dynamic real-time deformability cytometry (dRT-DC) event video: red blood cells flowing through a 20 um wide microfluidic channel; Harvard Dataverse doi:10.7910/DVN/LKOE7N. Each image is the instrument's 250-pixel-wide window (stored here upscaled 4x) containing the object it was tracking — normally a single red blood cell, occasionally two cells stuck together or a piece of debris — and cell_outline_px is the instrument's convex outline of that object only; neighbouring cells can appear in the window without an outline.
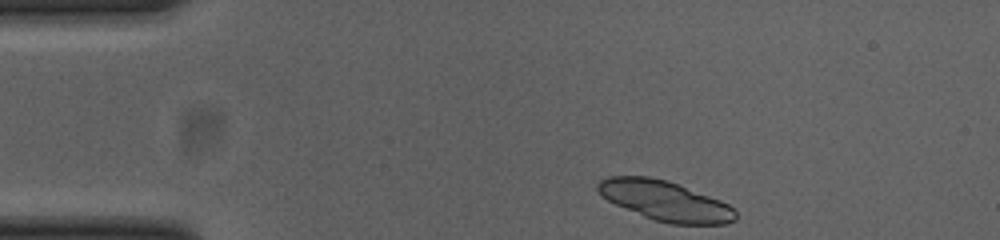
{"species": "common noctule bat (a hibernating species)", "species_latin": "Nyctalus noctula", "temperature_condition": "cold", "stored_images_in_passage": 44, "camera_frame_rate_fps": 3000, "um_per_image_px": 0.085, "animal": {"sex": "female", "body_mass_g": 23.0, "forearm_length_mm": 53.4}, "frame": {"image": 1, "passage_image": 1, "time_ms": 0.0, "image_size_px": [1000, 240], "cell_outline_px": [[736, 220], [724, 224], [668, 224], [652, 220], [616, 204], [608, 200], [596, 188], [596, 184], [600, 180], [608, 176], [648, 176], [668, 180], [720, 200], [728, 204], [736, 212]], "centroid_in_image_um": [56.53, 17.07], "position_along_channel_um": 28.5, "area_um2": 31.96}}
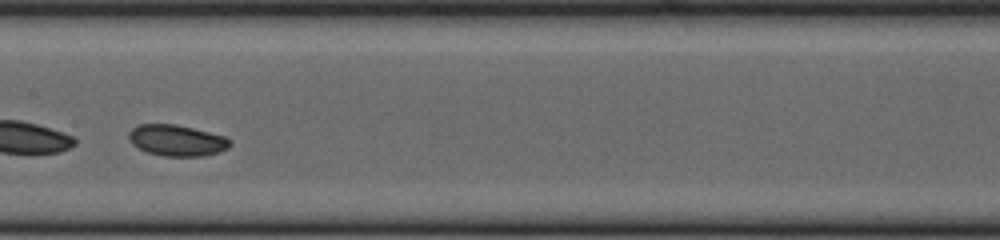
{"frame": {"image": 2, "passage_image": 19, "time_ms": 6.0, "image_size_px": [1000, 240], "cell_outline_px": [[232, 144], [228, 148], [220, 152], [204, 156], [164, 156], [148, 152], [132, 144], [128, 140], [128, 132], [132, 128], [140, 124], [176, 124], [224, 136], [232, 140]], "centroid_in_image_um": [15.04, 11.93], "position_along_channel_um": 192.4, "area_um2": 18.44}, "authors_computed_cell_mechanics": {"area_um2": 18.8717, "velocity_mm_per_s": 3.7923, "shape_relaxation_time_tau1_ms": 0.9792, "shape_relaxation_time_tau2_ms": null, "deformation_change_tau1": 0.0575, "deformation_change_tau2": null}}